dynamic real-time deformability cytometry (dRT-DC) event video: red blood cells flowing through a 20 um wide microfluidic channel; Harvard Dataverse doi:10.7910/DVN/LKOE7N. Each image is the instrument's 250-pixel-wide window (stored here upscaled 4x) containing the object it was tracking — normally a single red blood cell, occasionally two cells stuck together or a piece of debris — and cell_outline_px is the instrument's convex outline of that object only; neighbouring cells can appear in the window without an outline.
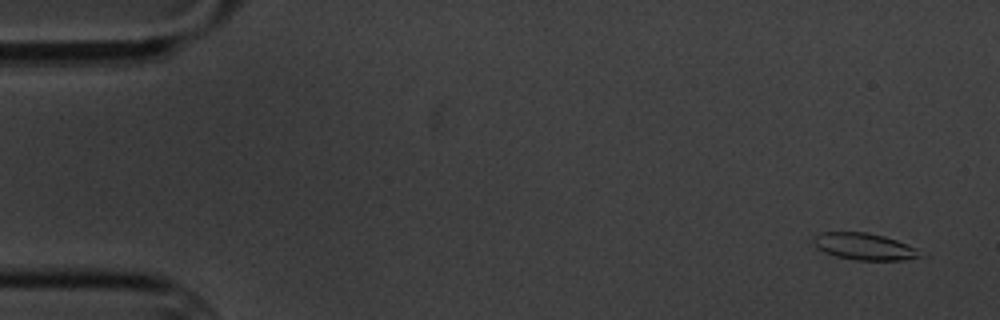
{"species": "common noctule bat (a hibernating species)", "species_latin": "Nyctalus noctula", "temperature_condition": "cold", "stored_images_in_passage": 4, "camera_frame_rate_fps": 3000, "um_per_image_px": 0.085, "animal": {"sex": "male", "body_mass_g": 20.1, "forearm_length_mm": 53.5}, "frame": {"image": 1, "passage_image": 1, "time_ms": 0.0, "image_size_px": [1000, 320], "cell_outline_px": [[920, 252], [916, 256], [900, 260], [856, 260], [836, 256], [824, 252], [816, 248], [812, 240], [820, 232], [868, 232], [884, 236], [896, 240], [916, 248]], "centroid_in_image_um": [73.38, 20.94], "position_along_channel_um": 11.6, "area_um2": 16.36}}